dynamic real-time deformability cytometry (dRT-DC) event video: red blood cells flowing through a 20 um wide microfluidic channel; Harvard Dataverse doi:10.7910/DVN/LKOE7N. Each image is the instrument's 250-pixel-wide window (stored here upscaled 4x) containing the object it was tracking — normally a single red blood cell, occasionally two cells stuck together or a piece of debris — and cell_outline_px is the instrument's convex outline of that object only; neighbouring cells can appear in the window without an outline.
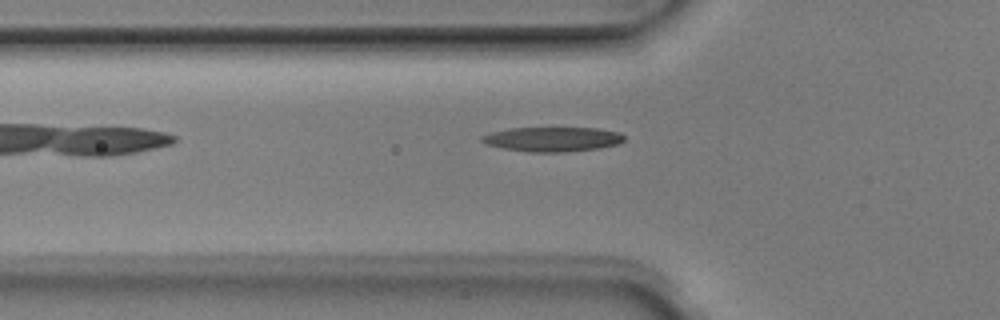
{"species": "Egyptian fruit bat (a non-hibernating species)", "species_latin": "Rousettus aegyptiacus", "temperature_condition": "room temperature", "stored_images_in_passage": 6, "camera_frame_rate_fps": 3000, "um_per_image_px": 0.085, "animal": {"sex": "male"}, "frame": {"image": 1, "passage_image": 5, "time_ms": 1.333, "image_size_px": [1000, 320], "cell_outline_px": [[624, 140], [616, 144], [600, 148], [564, 152], [528, 152], [504, 148], [484, 144], [480, 140], [480, 136], [492, 132], [508, 128], [596, 128], [620, 132], [624, 136]], "centroid_in_image_um": [46.93, 11.83], "position_along_channel_um": 78.9, "area_um2": 20.4}}
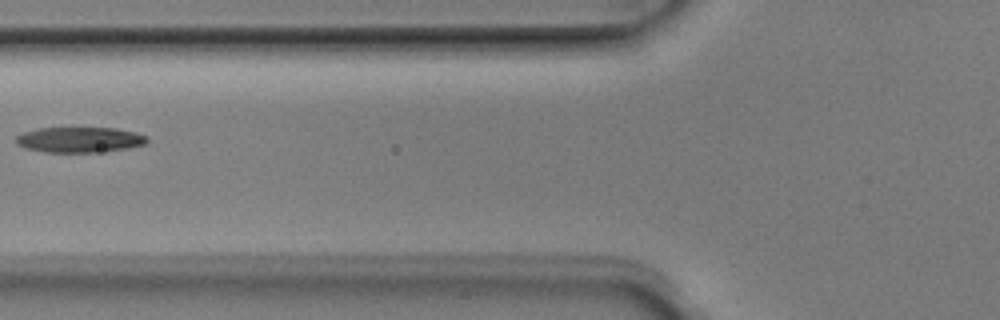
{"frame": {"image": 2, "passage_image": 6, "time_ms": 1.667, "image_size_px": [1000, 320], "cell_outline_px": [[148, 140], [144, 144], [124, 148], [96, 152], [44, 152], [24, 148], [16, 144], [16, 136], [24, 132], [36, 128], [116, 128], [136, 132], [148, 136]], "centroid_in_image_um": [6.73, 11.87], "position_along_channel_um": 119.1, "area_um2": 19.36}}